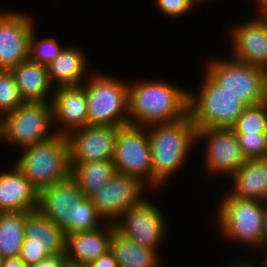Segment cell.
<instances>
[{"label": "cell", "mask_w": 267, "mask_h": 267, "mask_svg": "<svg viewBox=\"0 0 267 267\" xmlns=\"http://www.w3.org/2000/svg\"><path fill=\"white\" fill-rule=\"evenodd\" d=\"M129 83V124L149 127L177 122L188 115V90L162 79Z\"/></svg>", "instance_id": "6da1fadb"}, {"label": "cell", "mask_w": 267, "mask_h": 267, "mask_svg": "<svg viewBox=\"0 0 267 267\" xmlns=\"http://www.w3.org/2000/svg\"><path fill=\"white\" fill-rule=\"evenodd\" d=\"M196 127L189 115L169 124L148 127L153 170V191L182 169L196 144ZM192 149V150H191ZM166 181V182H165Z\"/></svg>", "instance_id": "7a4b0ae2"}, {"label": "cell", "mask_w": 267, "mask_h": 267, "mask_svg": "<svg viewBox=\"0 0 267 267\" xmlns=\"http://www.w3.org/2000/svg\"><path fill=\"white\" fill-rule=\"evenodd\" d=\"M13 163L40 192L70 176L69 143L66 135L57 134L44 142L20 149Z\"/></svg>", "instance_id": "3957f363"}, {"label": "cell", "mask_w": 267, "mask_h": 267, "mask_svg": "<svg viewBox=\"0 0 267 267\" xmlns=\"http://www.w3.org/2000/svg\"><path fill=\"white\" fill-rule=\"evenodd\" d=\"M218 203L215 217L224 240L248 245L250 249L257 247L256 253L263 245L265 202L239 198L225 191Z\"/></svg>", "instance_id": "277c9868"}, {"label": "cell", "mask_w": 267, "mask_h": 267, "mask_svg": "<svg viewBox=\"0 0 267 267\" xmlns=\"http://www.w3.org/2000/svg\"><path fill=\"white\" fill-rule=\"evenodd\" d=\"M97 72H91L82 83L86 92L88 125L119 127L129 124V82Z\"/></svg>", "instance_id": "5b68a950"}, {"label": "cell", "mask_w": 267, "mask_h": 267, "mask_svg": "<svg viewBox=\"0 0 267 267\" xmlns=\"http://www.w3.org/2000/svg\"><path fill=\"white\" fill-rule=\"evenodd\" d=\"M204 73L226 93L235 96L246 106L267 101V78L264 69L230 57L217 56L206 61Z\"/></svg>", "instance_id": "8992f818"}, {"label": "cell", "mask_w": 267, "mask_h": 267, "mask_svg": "<svg viewBox=\"0 0 267 267\" xmlns=\"http://www.w3.org/2000/svg\"><path fill=\"white\" fill-rule=\"evenodd\" d=\"M197 92L188 90V115L196 130L232 128L247 107L238 98L226 93L205 73Z\"/></svg>", "instance_id": "52a82bcc"}, {"label": "cell", "mask_w": 267, "mask_h": 267, "mask_svg": "<svg viewBox=\"0 0 267 267\" xmlns=\"http://www.w3.org/2000/svg\"><path fill=\"white\" fill-rule=\"evenodd\" d=\"M53 127L51 103L24 102L0 119V144L22 149L44 142L57 135Z\"/></svg>", "instance_id": "ba28073f"}, {"label": "cell", "mask_w": 267, "mask_h": 267, "mask_svg": "<svg viewBox=\"0 0 267 267\" xmlns=\"http://www.w3.org/2000/svg\"><path fill=\"white\" fill-rule=\"evenodd\" d=\"M113 164L116 173L134 176L153 190V170L148 127H118Z\"/></svg>", "instance_id": "9c48e42d"}, {"label": "cell", "mask_w": 267, "mask_h": 267, "mask_svg": "<svg viewBox=\"0 0 267 267\" xmlns=\"http://www.w3.org/2000/svg\"><path fill=\"white\" fill-rule=\"evenodd\" d=\"M165 215L161 207L145 197L122 213L114 225L125 237L159 254V247L169 231Z\"/></svg>", "instance_id": "30bf717a"}, {"label": "cell", "mask_w": 267, "mask_h": 267, "mask_svg": "<svg viewBox=\"0 0 267 267\" xmlns=\"http://www.w3.org/2000/svg\"><path fill=\"white\" fill-rule=\"evenodd\" d=\"M205 140V141H204ZM205 145V171L208 174L227 176L228 179L247 161L239 140L231 128L199 129L196 133V145Z\"/></svg>", "instance_id": "8fae6325"}, {"label": "cell", "mask_w": 267, "mask_h": 267, "mask_svg": "<svg viewBox=\"0 0 267 267\" xmlns=\"http://www.w3.org/2000/svg\"><path fill=\"white\" fill-rule=\"evenodd\" d=\"M66 234L54 221L38 209L27 212L24 242L19 258L28 266L36 264L46 256L66 253Z\"/></svg>", "instance_id": "7c38bea8"}, {"label": "cell", "mask_w": 267, "mask_h": 267, "mask_svg": "<svg viewBox=\"0 0 267 267\" xmlns=\"http://www.w3.org/2000/svg\"><path fill=\"white\" fill-rule=\"evenodd\" d=\"M147 190L151 191L140 179L116 173L91 199L104 222L114 224L122 213L145 198Z\"/></svg>", "instance_id": "4fadbf2b"}, {"label": "cell", "mask_w": 267, "mask_h": 267, "mask_svg": "<svg viewBox=\"0 0 267 267\" xmlns=\"http://www.w3.org/2000/svg\"><path fill=\"white\" fill-rule=\"evenodd\" d=\"M35 26L31 15L0 10V70L11 71L28 58L29 38Z\"/></svg>", "instance_id": "5bb4252c"}, {"label": "cell", "mask_w": 267, "mask_h": 267, "mask_svg": "<svg viewBox=\"0 0 267 267\" xmlns=\"http://www.w3.org/2000/svg\"><path fill=\"white\" fill-rule=\"evenodd\" d=\"M118 127L88 125L69 132V162L113 161Z\"/></svg>", "instance_id": "9a60e30c"}, {"label": "cell", "mask_w": 267, "mask_h": 267, "mask_svg": "<svg viewBox=\"0 0 267 267\" xmlns=\"http://www.w3.org/2000/svg\"><path fill=\"white\" fill-rule=\"evenodd\" d=\"M239 23L229 30L232 44L230 58L266 70L267 22L257 13L250 20Z\"/></svg>", "instance_id": "2e32d148"}, {"label": "cell", "mask_w": 267, "mask_h": 267, "mask_svg": "<svg viewBox=\"0 0 267 267\" xmlns=\"http://www.w3.org/2000/svg\"><path fill=\"white\" fill-rule=\"evenodd\" d=\"M51 105L57 134L67 135L88 126L86 92L82 85L55 88Z\"/></svg>", "instance_id": "e0dca14e"}, {"label": "cell", "mask_w": 267, "mask_h": 267, "mask_svg": "<svg viewBox=\"0 0 267 267\" xmlns=\"http://www.w3.org/2000/svg\"><path fill=\"white\" fill-rule=\"evenodd\" d=\"M82 197L77 182L69 176L39 192L38 210L70 234V210Z\"/></svg>", "instance_id": "ac0fdd59"}, {"label": "cell", "mask_w": 267, "mask_h": 267, "mask_svg": "<svg viewBox=\"0 0 267 267\" xmlns=\"http://www.w3.org/2000/svg\"><path fill=\"white\" fill-rule=\"evenodd\" d=\"M38 196L39 192L15 165L0 172V213L37 210Z\"/></svg>", "instance_id": "d6986e66"}, {"label": "cell", "mask_w": 267, "mask_h": 267, "mask_svg": "<svg viewBox=\"0 0 267 267\" xmlns=\"http://www.w3.org/2000/svg\"><path fill=\"white\" fill-rule=\"evenodd\" d=\"M115 225L104 223L90 230L66 234L65 252L68 262L89 265L93 260L110 250V241Z\"/></svg>", "instance_id": "ffe728a7"}, {"label": "cell", "mask_w": 267, "mask_h": 267, "mask_svg": "<svg viewBox=\"0 0 267 267\" xmlns=\"http://www.w3.org/2000/svg\"><path fill=\"white\" fill-rule=\"evenodd\" d=\"M11 72L24 102L51 103L55 89L51 84L47 66L27 58Z\"/></svg>", "instance_id": "44dd1931"}, {"label": "cell", "mask_w": 267, "mask_h": 267, "mask_svg": "<svg viewBox=\"0 0 267 267\" xmlns=\"http://www.w3.org/2000/svg\"><path fill=\"white\" fill-rule=\"evenodd\" d=\"M80 47L66 46L59 56L53 60L48 66L49 78L52 86L69 87L79 86L87 79L89 74L88 56Z\"/></svg>", "instance_id": "7402d4cb"}, {"label": "cell", "mask_w": 267, "mask_h": 267, "mask_svg": "<svg viewBox=\"0 0 267 267\" xmlns=\"http://www.w3.org/2000/svg\"><path fill=\"white\" fill-rule=\"evenodd\" d=\"M231 195L243 199L267 201V159H248L231 177Z\"/></svg>", "instance_id": "603a6c76"}, {"label": "cell", "mask_w": 267, "mask_h": 267, "mask_svg": "<svg viewBox=\"0 0 267 267\" xmlns=\"http://www.w3.org/2000/svg\"><path fill=\"white\" fill-rule=\"evenodd\" d=\"M110 250L119 267H161V256L155 250L125 237L115 228L110 241Z\"/></svg>", "instance_id": "cb8c5ba5"}, {"label": "cell", "mask_w": 267, "mask_h": 267, "mask_svg": "<svg viewBox=\"0 0 267 267\" xmlns=\"http://www.w3.org/2000/svg\"><path fill=\"white\" fill-rule=\"evenodd\" d=\"M70 176L77 182L82 195L91 199L116 174L113 161L69 162Z\"/></svg>", "instance_id": "d4e9b609"}, {"label": "cell", "mask_w": 267, "mask_h": 267, "mask_svg": "<svg viewBox=\"0 0 267 267\" xmlns=\"http://www.w3.org/2000/svg\"><path fill=\"white\" fill-rule=\"evenodd\" d=\"M26 218L27 212L0 213V254L4 259L20 256Z\"/></svg>", "instance_id": "484cf974"}, {"label": "cell", "mask_w": 267, "mask_h": 267, "mask_svg": "<svg viewBox=\"0 0 267 267\" xmlns=\"http://www.w3.org/2000/svg\"><path fill=\"white\" fill-rule=\"evenodd\" d=\"M70 234L90 231L102 226L105 222L99 216L92 199L84 196L70 210Z\"/></svg>", "instance_id": "4316f807"}, {"label": "cell", "mask_w": 267, "mask_h": 267, "mask_svg": "<svg viewBox=\"0 0 267 267\" xmlns=\"http://www.w3.org/2000/svg\"><path fill=\"white\" fill-rule=\"evenodd\" d=\"M231 129L235 134L267 133V101L247 106Z\"/></svg>", "instance_id": "83f0119b"}, {"label": "cell", "mask_w": 267, "mask_h": 267, "mask_svg": "<svg viewBox=\"0 0 267 267\" xmlns=\"http://www.w3.org/2000/svg\"><path fill=\"white\" fill-rule=\"evenodd\" d=\"M36 28L34 27L29 38L28 58L40 65L48 66L55 60L64 46H60L59 41L54 37L37 38Z\"/></svg>", "instance_id": "f1b7e54d"}, {"label": "cell", "mask_w": 267, "mask_h": 267, "mask_svg": "<svg viewBox=\"0 0 267 267\" xmlns=\"http://www.w3.org/2000/svg\"><path fill=\"white\" fill-rule=\"evenodd\" d=\"M24 100L21 98L16 79L11 71H0V119L15 111Z\"/></svg>", "instance_id": "f546056e"}, {"label": "cell", "mask_w": 267, "mask_h": 267, "mask_svg": "<svg viewBox=\"0 0 267 267\" xmlns=\"http://www.w3.org/2000/svg\"><path fill=\"white\" fill-rule=\"evenodd\" d=\"M236 135L247 160L267 157V133Z\"/></svg>", "instance_id": "4dcf8cb0"}, {"label": "cell", "mask_w": 267, "mask_h": 267, "mask_svg": "<svg viewBox=\"0 0 267 267\" xmlns=\"http://www.w3.org/2000/svg\"><path fill=\"white\" fill-rule=\"evenodd\" d=\"M154 7L167 17L180 19L199 4L195 0H153Z\"/></svg>", "instance_id": "1f68e13d"}, {"label": "cell", "mask_w": 267, "mask_h": 267, "mask_svg": "<svg viewBox=\"0 0 267 267\" xmlns=\"http://www.w3.org/2000/svg\"><path fill=\"white\" fill-rule=\"evenodd\" d=\"M68 258L66 253H56L46 256L30 267H66Z\"/></svg>", "instance_id": "d6a6232c"}, {"label": "cell", "mask_w": 267, "mask_h": 267, "mask_svg": "<svg viewBox=\"0 0 267 267\" xmlns=\"http://www.w3.org/2000/svg\"><path fill=\"white\" fill-rule=\"evenodd\" d=\"M88 267H119L114 254L111 250L100 256L98 259L93 260Z\"/></svg>", "instance_id": "836d02e7"}, {"label": "cell", "mask_w": 267, "mask_h": 267, "mask_svg": "<svg viewBox=\"0 0 267 267\" xmlns=\"http://www.w3.org/2000/svg\"><path fill=\"white\" fill-rule=\"evenodd\" d=\"M2 267H30L23 260L18 258L4 259Z\"/></svg>", "instance_id": "e575fe53"}, {"label": "cell", "mask_w": 267, "mask_h": 267, "mask_svg": "<svg viewBox=\"0 0 267 267\" xmlns=\"http://www.w3.org/2000/svg\"><path fill=\"white\" fill-rule=\"evenodd\" d=\"M245 260H237V262H236V260H235V262H233V264H231V265H228L227 267H262V264H260L261 263V261H259L257 264L255 263V261L254 262H252V261H245ZM255 263V264H254Z\"/></svg>", "instance_id": "d590c367"}, {"label": "cell", "mask_w": 267, "mask_h": 267, "mask_svg": "<svg viewBox=\"0 0 267 267\" xmlns=\"http://www.w3.org/2000/svg\"><path fill=\"white\" fill-rule=\"evenodd\" d=\"M258 13L267 22V0H260L256 5Z\"/></svg>", "instance_id": "8d00e7d4"}, {"label": "cell", "mask_w": 267, "mask_h": 267, "mask_svg": "<svg viewBox=\"0 0 267 267\" xmlns=\"http://www.w3.org/2000/svg\"><path fill=\"white\" fill-rule=\"evenodd\" d=\"M263 245H267V201H265V215L263 223Z\"/></svg>", "instance_id": "74e56055"}, {"label": "cell", "mask_w": 267, "mask_h": 267, "mask_svg": "<svg viewBox=\"0 0 267 267\" xmlns=\"http://www.w3.org/2000/svg\"><path fill=\"white\" fill-rule=\"evenodd\" d=\"M259 249H260V251H257V252L261 253V254H259L260 258L262 255L263 260H262V258L259 259V260H261L262 267H267V245H262Z\"/></svg>", "instance_id": "f35d334b"}, {"label": "cell", "mask_w": 267, "mask_h": 267, "mask_svg": "<svg viewBox=\"0 0 267 267\" xmlns=\"http://www.w3.org/2000/svg\"><path fill=\"white\" fill-rule=\"evenodd\" d=\"M66 267H88V265H79V264H72L69 263L66 265Z\"/></svg>", "instance_id": "ab89813d"}, {"label": "cell", "mask_w": 267, "mask_h": 267, "mask_svg": "<svg viewBox=\"0 0 267 267\" xmlns=\"http://www.w3.org/2000/svg\"><path fill=\"white\" fill-rule=\"evenodd\" d=\"M3 261H4V258H3L2 255L0 254V267H2Z\"/></svg>", "instance_id": "60d3db41"}, {"label": "cell", "mask_w": 267, "mask_h": 267, "mask_svg": "<svg viewBox=\"0 0 267 267\" xmlns=\"http://www.w3.org/2000/svg\"><path fill=\"white\" fill-rule=\"evenodd\" d=\"M209 2L210 0H201V5L204 3L205 4V2Z\"/></svg>", "instance_id": "b9f144b4"}, {"label": "cell", "mask_w": 267, "mask_h": 267, "mask_svg": "<svg viewBox=\"0 0 267 267\" xmlns=\"http://www.w3.org/2000/svg\"><path fill=\"white\" fill-rule=\"evenodd\" d=\"M199 5L201 4V0H195Z\"/></svg>", "instance_id": "7bdbcfd3"}]
</instances>
